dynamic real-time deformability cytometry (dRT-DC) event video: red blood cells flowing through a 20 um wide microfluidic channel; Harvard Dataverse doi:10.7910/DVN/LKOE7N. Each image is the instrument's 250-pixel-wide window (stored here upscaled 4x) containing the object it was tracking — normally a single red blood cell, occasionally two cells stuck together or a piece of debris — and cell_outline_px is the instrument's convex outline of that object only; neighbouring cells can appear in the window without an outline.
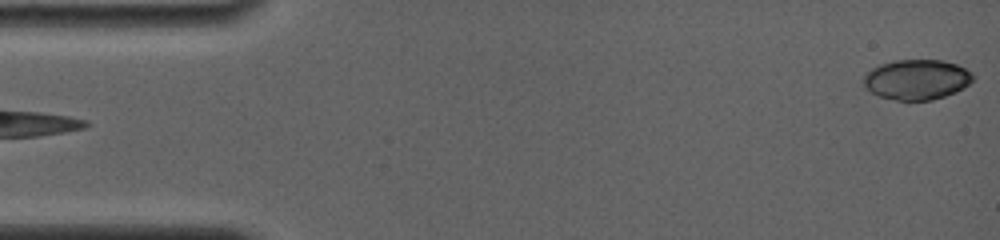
{"species": "common noctule bat (a hibernating species)", "species_latin": "Nyctalus noctula", "temperature_condition": "room temperature", "stored_images_in_passage": 19, "camera_frame_rate_fps": 4000, "um_per_image_px": 0.085, "animal": {"sex": "female", "body_mass_g": 19.0, "forearm_length_mm": 56.7}, "frame": {"image": 1, "passage_image": 1, "time_ms": 0.0, "image_size_px": [1000, 240], "cell_outline_px": [[972, 80], [964, 88], [956, 92], [932, 100], [896, 100], [876, 96], [864, 88], [860, 80], [864, 72], [880, 64], [892, 60], [944, 60], [956, 64], [972, 72]], "centroid_in_image_um": [77.83, 6.76], "position_along_channel_um": 7.2, "area_um2": 26.07}}
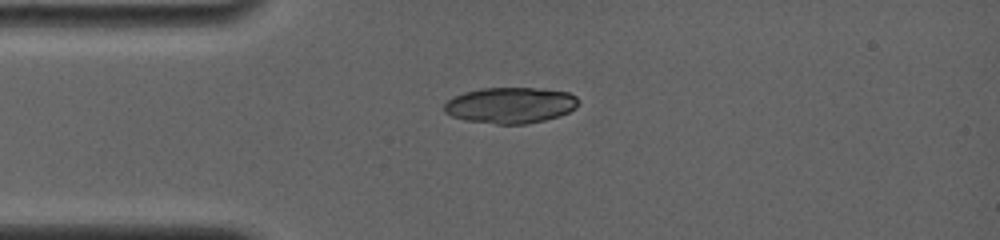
{"frame": {"image": 2, "passage_image": 16, "time_ms": 3.75, "image_size_px": [1000, 240], "cell_outline_px": [[580, 100], [576, 108], [560, 116], [544, 120], [524, 124], [496, 124], [464, 120], [452, 116], [444, 112], [444, 104], [448, 100], [464, 92], [484, 88], [540, 88], [568, 92], [576, 96]], "centroid_in_image_um": [43.41, 8.95], "position_along_channel_um": 41.6, "area_um2": 28.21}}